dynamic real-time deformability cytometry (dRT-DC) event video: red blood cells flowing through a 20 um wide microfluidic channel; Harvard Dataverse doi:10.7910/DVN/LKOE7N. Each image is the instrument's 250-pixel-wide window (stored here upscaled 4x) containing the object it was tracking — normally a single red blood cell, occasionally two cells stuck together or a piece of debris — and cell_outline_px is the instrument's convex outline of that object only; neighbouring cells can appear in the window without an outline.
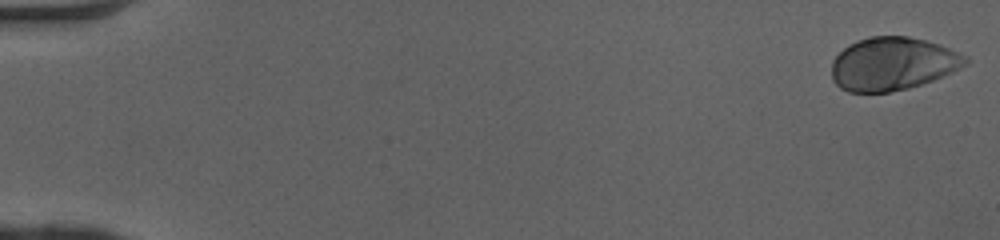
{"species": "human", "species_latin": "Homo sapiens", "temperature_condition": "cold", "stored_images_in_passage": 50, "camera_frame_rate_fps": 3000, "um_per_image_px": 0.085, "donor": {"sex": "female"}, "frame": {"image": 1, "passage_image": 1, "time_ms": 0.0, "image_size_px": [1000, 240], "cell_outline_px": [[968, 64], [952, 72], [932, 80], [908, 88], [888, 92], [848, 92], [840, 88], [832, 80], [832, 60], [848, 44], [856, 40], [868, 36], [908, 36], [940, 44], [968, 56]], "centroid_in_image_um": [75.87, 5.41], "position_along_channel_um": 9.1, "area_um2": 41.56}}
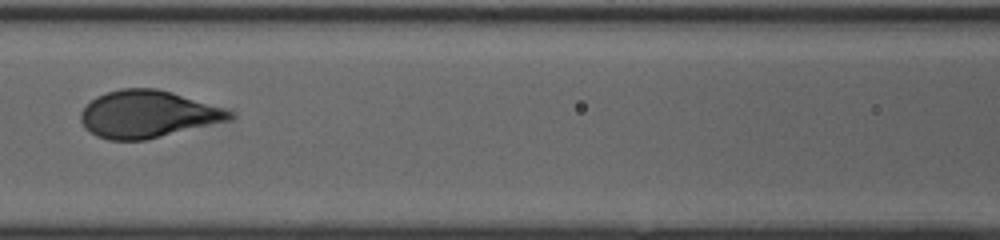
{"frame": {"image": 2, "passage_image": 24, "time_ms": 7.667, "image_size_px": [1000, 240], "cell_outline_px": [[236, 116], [228, 120], [144, 140], [108, 140], [96, 136], [84, 128], [80, 120], [80, 112], [96, 96], [104, 92], [120, 88], [156, 88], [172, 92], [232, 112]], "centroid_in_image_um": [12.46, 9.7], "position_along_channel_um": 154.1, "area_um2": 40.46}}
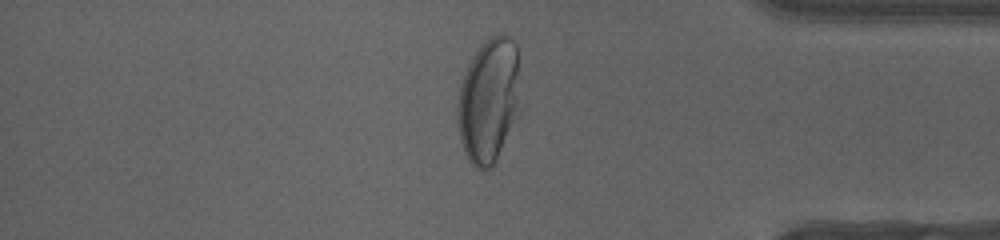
{"frame": {"image": 3, "passage_image": 43, "time_ms": 14.0, "image_size_px": [1000, 240], "cell_outline_px": [[520, 104], [500, 148], [488, 172], [480, 172], [468, 160], [460, 140], [456, 120], [456, 104], [460, 84], [468, 64], [472, 56], [480, 44], [492, 36], [500, 32], [504, 32], [516, 44], [520, 100]], "centroid_in_image_um": [41.49, 8.49], "position_along_channel_um": 393.7, "area_um2": 45.49}, "authors_computed_cell_mechanics": {"area_um2": 40.8357, "velocity_mm_per_s": 4.0599, "shape_relaxation_time_tau1_ms": 2.9637, "shape_relaxation_time_tau2_ms": null, "deformation_change_tau1": 0.1736, "deformation_change_tau2": null}}